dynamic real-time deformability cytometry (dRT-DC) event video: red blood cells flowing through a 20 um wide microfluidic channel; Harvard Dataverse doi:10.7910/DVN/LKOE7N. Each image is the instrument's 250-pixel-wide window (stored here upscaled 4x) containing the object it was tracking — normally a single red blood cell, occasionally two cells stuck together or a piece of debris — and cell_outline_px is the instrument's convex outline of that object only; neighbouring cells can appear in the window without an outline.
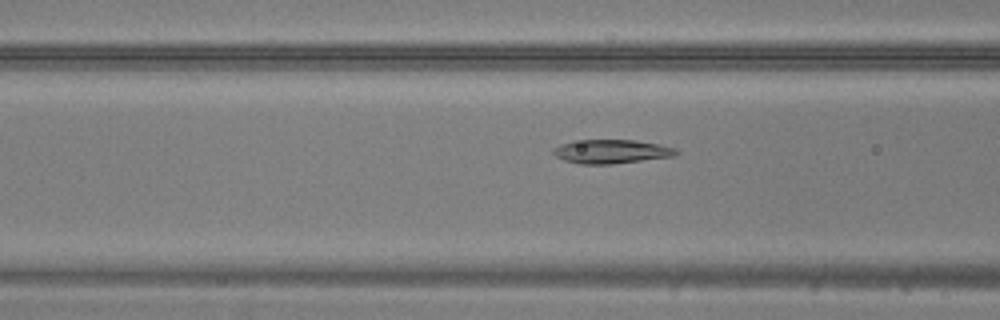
{"species": "common noctule bat (a hibernating species)", "species_latin": "Nyctalus noctula", "temperature_condition": "warm", "stored_images_in_passage": 49, "camera_frame_rate_fps": 3000, "um_per_image_px": 0.085, "animal": {"sex": "male", "body_mass_g": 20.5, "forearm_length_mm": 52.5}, "frame": {"image": 1, "passage_image": 19, "time_ms": 6.0, "image_size_px": [1000, 320], "cell_outline_px": [[680, 152], [676, 156], [612, 164], [580, 164], [564, 160], [556, 156], [552, 152], [552, 148], [560, 144], [572, 140], [636, 140], [676, 148]], "centroid_in_image_um": [51.95, 12.88], "position_along_channel_um": 114.6, "area_um2": 17.22}}
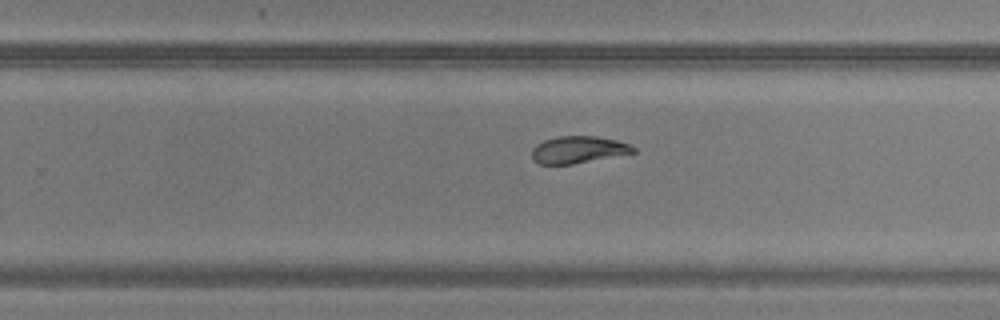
{"frame": {"image": 2, "passage_image": 31, "time_ms": 10.0, "image_size_px": [1000, 320], "cell_outline_px": [[636, 152], [572, 164], [540, 164], [532, 160], [532, 148], [536, 144], [544, 140], [556, 136], [596, 136], [616, 140], [628, 144], [636, 148]], "centroid_in_image_um": [49.11, 12.72], "position_along_channel_um": 280.7, "area_um2": 15.95}}
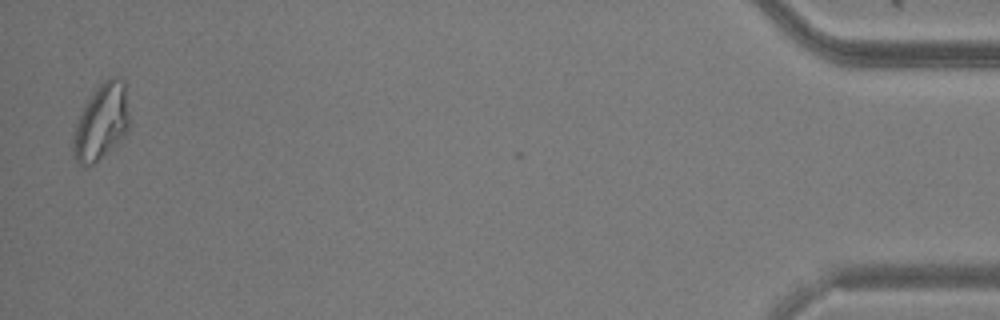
{"frame": {"image": 3, "passage_image": 48, "time_ms": 15.667, "image_size_px": [1000, 320], "cell_outline_px": [[128, 128], [124, 136], [116, 144], [88, 168], [84, 168], [72, 156], [72, 136], [76, 124], [92, 92], [108, 76], [116, 76], [124, 80], [128, 112]], "centroid_in_image_um": [8.59, 10.38], "position_along_channel_um": 426.6, "area_um2": 24.74}}